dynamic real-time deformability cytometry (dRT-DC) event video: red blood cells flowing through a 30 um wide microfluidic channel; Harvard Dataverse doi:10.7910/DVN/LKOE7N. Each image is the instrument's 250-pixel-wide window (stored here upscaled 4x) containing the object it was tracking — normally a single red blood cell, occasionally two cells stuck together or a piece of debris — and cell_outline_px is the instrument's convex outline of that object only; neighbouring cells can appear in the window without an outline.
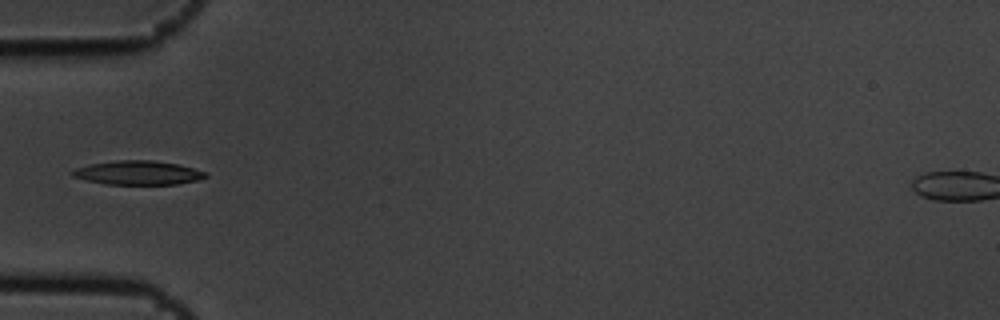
{"species": "common noctule bat (a hibernating species)", "species_latin": "Nyctalus noctula", "temperature_condition": "cold", "stored_images_in_passage": 7, "camera_frame_rate_fps": 3000, "um_per_image_px": 0.085, "animal": {"sex": "male", "body_mass_g": 19.5, "forearm_length_mm": 54.6}, "frame": {"image": 1, "passage_image": 4, "time_ms": 1.0, "image_size_px": [1000, 320], "cell_outline_px": [[208, 176], [200, 180], [176, 184], [104, 184], [72, 176], [68, 172], [76, 168], [88, 164], [116, 160], [156, 160], [180, 164], [208, 172]], "centroid_in_image_um": [11.76, 14.67], "position_along_channel_um": 73.2, "area_um2": 18.9}}
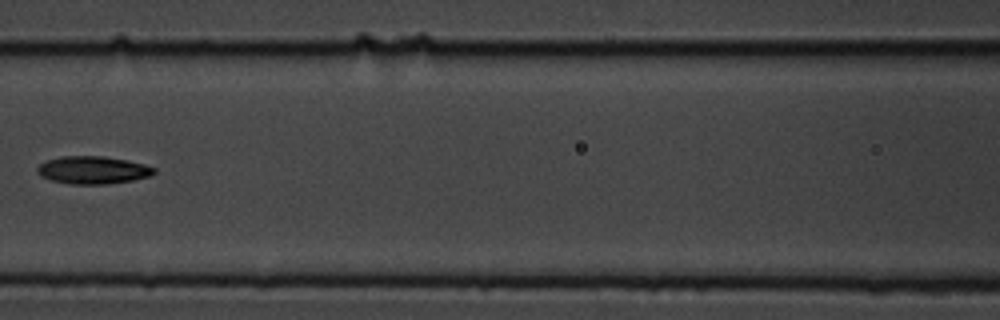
{"frame": {"image": 2, "passage_image": 6, "time_ms": 1.667, "image_size_px": [1000, 320], "cell_outline_px": [[156, 172], [152, 176], [132, 180], [104, 184], [72, 184], [52, 180], [40, 176], [36, 172], [36, 168], [44, 160], [60, 156], [104, 156], [144, 164], [156, 168]], "centroid_in_image_um": [7.87, 14.45], "position_along_channel_um": 158.7, "area_um2": 18.9}}
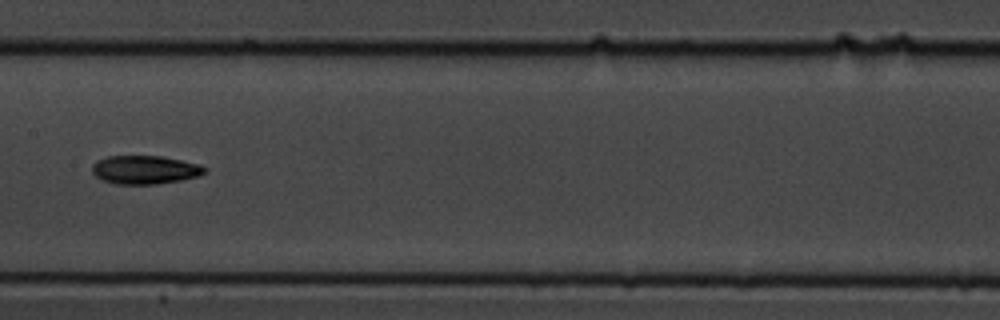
{"frame": {"image": 3, "passage_image": 7, "time_ms": 2.0, "image_size_px": [1000, 320], "cell_outline_px": [[208, 168], [200, 176], [180, 180], [156, 184], [116, 184], [104, 180], [96, 176], [92, 172], [92, 164], [96, 160], [108, 156], [164, 156], [200, 164]], "centroid_in_image_um": [12.33, 14.42], "position_along_channel_um": 195.1, "area_um2": 18.79}}